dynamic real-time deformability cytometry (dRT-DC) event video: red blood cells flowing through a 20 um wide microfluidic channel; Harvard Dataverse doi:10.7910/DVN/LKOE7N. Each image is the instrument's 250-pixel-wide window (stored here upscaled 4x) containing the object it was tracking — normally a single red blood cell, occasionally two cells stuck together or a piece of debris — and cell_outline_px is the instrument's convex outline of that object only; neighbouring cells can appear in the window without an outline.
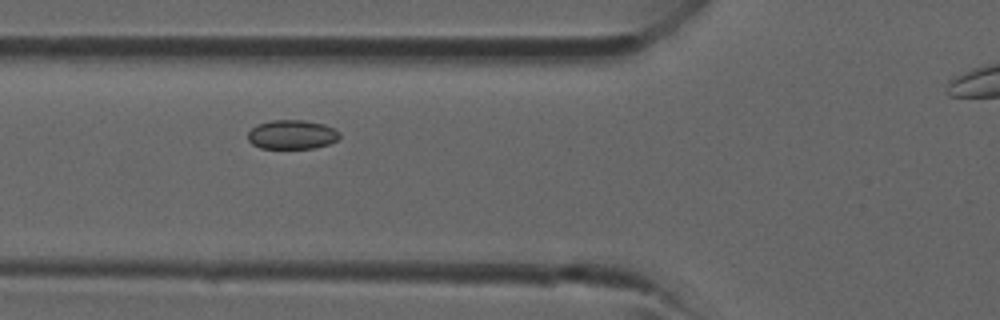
{"species": "common noctule bat (a hibernating species)", "species_latin": "Nyctalus noctula", "temperature_condition": "room temperature", "stored_images_in_passage": 21, "camera_frame_rate_fps": 3000, "um_per_image_px": 0.085, "animal": {"sex": "male", "forearm_length_mm": 52.5}, "frame": {"image": 1, "passage_image": 6, "time_ms": 1.667, "image_size_px": [1000, 320], "cell_outline_px": [[340, 136], [336, 140], [328, 144], [316, 148], [260, 148], [252, 144], [248, 140], [248, 132], [256, 124], [272, 120], [304, 120], [324, 124], [340, 132]], "centroid_in_image_um": [24.8, 11.43], "position_along_channel_um": 101.0, "area_um2": 15.61}}
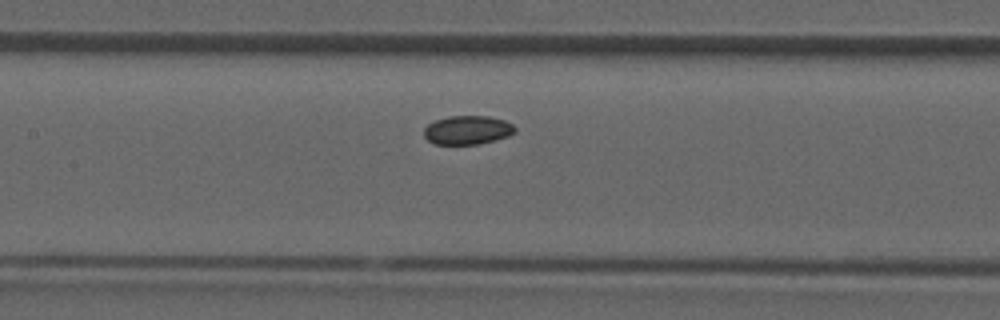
{"frame": {"image": 2, "passage_image": 10, "time_ms": 3.0, "image_size_px": [1000, 320], "cell_outline_px": [[516, 132], [508, 136], [480, 144], [436, 144], [428, 140], [424, 136], [424, 128], [428, 124], [436, 120], [448, 116], [488, 116], [504, 120], [512, 124], [516, 128]], "centroid_in_image_um": [39.74, 11.05], "position_along_channel_um": 167.7, "area_um2": 15.26}}
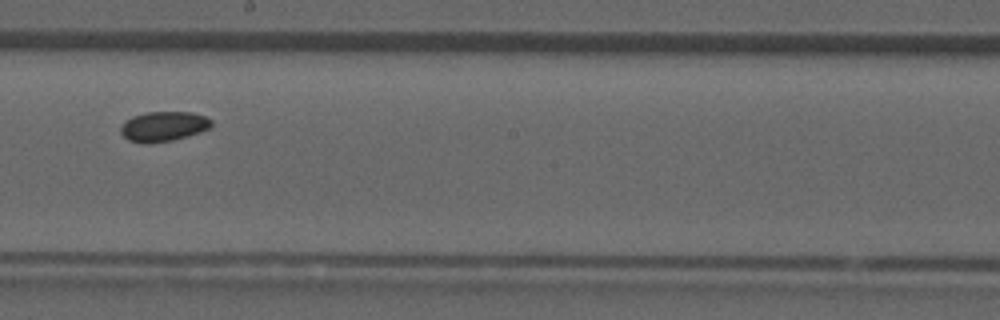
{"frame": {"image": 3, "passage_image": 14, "time_ms": 4.333, "image_size_px": [1000, 320], "cell_outline_px": [[212, 128], [200, 132], [172, 140], [148, 144], [144, 144], [128, 140], [120, 132], [120, 128], [132, 116], [144, 112], [192, 112], [204, 116], [212, 120]], "centroid_in_image_um": [13.91, 10.75], "position_along_channel_um": 234.3, "area_um2": 15.84}}